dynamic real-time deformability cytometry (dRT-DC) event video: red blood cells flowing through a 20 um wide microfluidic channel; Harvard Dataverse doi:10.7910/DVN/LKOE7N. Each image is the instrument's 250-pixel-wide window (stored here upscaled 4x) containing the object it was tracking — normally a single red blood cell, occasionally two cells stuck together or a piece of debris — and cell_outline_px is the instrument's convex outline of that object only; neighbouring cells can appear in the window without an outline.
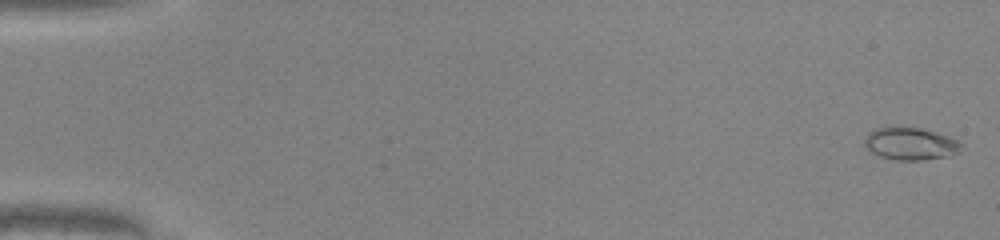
{"species": "common noctule bat (a hibernating species)", "species_latin": "Nyctalus noctula", "temperature_condition": "warm", "stored_images_in_passage": 51, "camera_frame_rate_fps": 3000, "um_per_image_px": 0.085, "animal": {"sex": "male", "body_mass_g": 20.0, "forearm_length_mm": 53.3}, "frame": {"image": 1, "passage_image": 2, "time_ms": 0.333, "image_size_px": [1000, 240], "cell_outline_px": [[964, 144], [960, 152], [948, 156], [924, 160], [896, 160], [880, 156], [872, 152], [864, 144], [864, 140], [868, 132], [876, 128], [920, 128], [948, 136]], "centroid_in_image_um": [77.42, 12.23], "position_along_channel_um": 7.6, "area_um2": 18.09}}
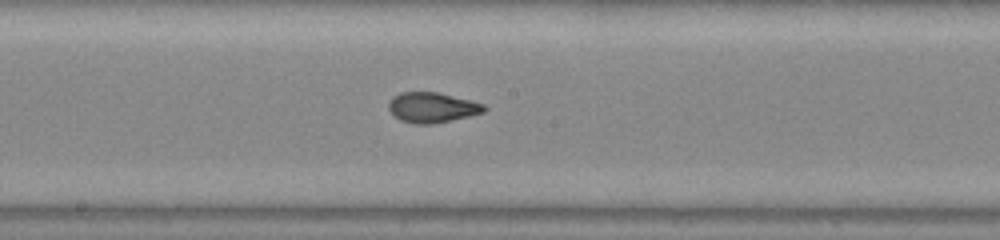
{"frame": {"image": 2, "passage_image": 29, "time_ms": 9.333, "image_size_px": [1000, 240], "cell_outline_px": [[488, 108], [484, 112], [468, 116], [432, 124], [416, 124], [400, 120], [388, 108], [388, 104], [392, 96], [400, 92], [436, 92], [484, 104]], "centroid_in_image_um": [36.71, 9.13], "position_along_channel_um": 211.5, "area_um2": 16.59}}
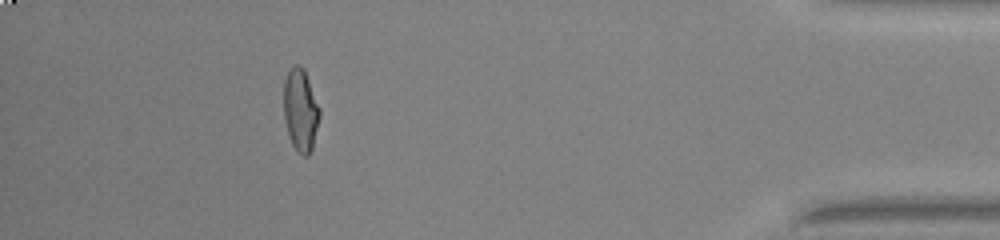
{"frame": {"image": 3, "passage_image": 47, "time_ms": 15.333, "image_size_px": [1000, 240], "cell_outline_px": [[320, 116], [312, 148], [308, 156], [304, 156], [296, 152], [292, 144], [288, 132], [284, 116], [284, 80], [288, 72], [296, 64], [300, 64], [304, 68], [320, 108]], "centroid_in_image_um": [25.55, 9.36], "position_along_channel_um": 409.6, "area_um2": 17.22}, "authors_computed_cell_mechanics": {"area_um2": 17.1088, "velocity_mm_per_s": 4.1531, "shape_relaxation_time_tau1_ms": 8.9636, "shape_relaxation_time_tau2_ms": 0.8533, "deformation_change_tau1": 0.2499, "deformation_change_tau2": 0.0529}}